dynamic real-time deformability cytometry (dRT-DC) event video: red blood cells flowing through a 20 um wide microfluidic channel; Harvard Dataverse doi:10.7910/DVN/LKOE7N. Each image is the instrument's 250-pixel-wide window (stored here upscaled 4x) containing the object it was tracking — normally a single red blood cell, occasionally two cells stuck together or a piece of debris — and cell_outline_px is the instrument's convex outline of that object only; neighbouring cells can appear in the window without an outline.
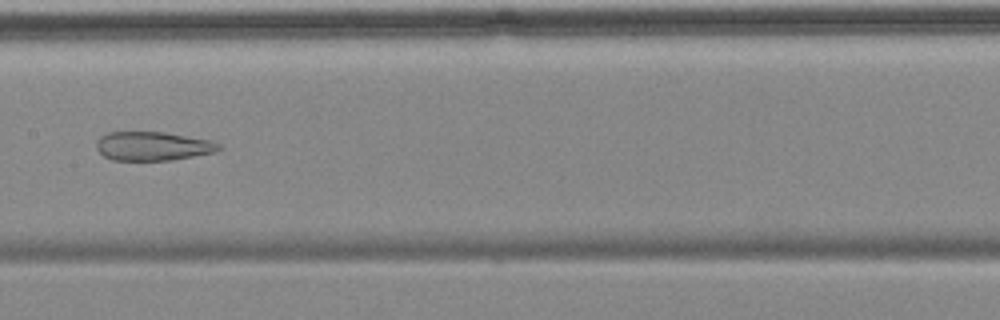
{"species": "common noctule bat (a hibernating species)", "species_latin": "Nyctalus noctula", "temperature_condition": "cold", "stored_images_in_passage": 12, "camera_frame_rate_fps": 3000, "um_per_image_px": 0.085, "animal": {"sex": "female", "body_mass_g": 18.4}, "frame": {"image": 1, "passage_image": 7, "time_ms": 8.0, "image_size_px": [1000, 320], "cell_outline_px": [[220, 148], [216, 152], [172, 160], [112, 160], [104, 156], [96, 148], [96, 140], [100, 136], [108, 132], [164, 132], [212, 140], [220, 144]], "centroid_in_image_um": [12.98, 12.42], "position_along_channel_um": 194.4, "area_um2": 20.69}, "authors_computed_cell_mechanics": {"area_um2": 26.1256, "velocity_mm_per_s": 3.5381, "shape_relaxation_time_tau1_ms": null, "shape_relaxation_time_tau2_ms": 2.6985, "deformation_change_tau1": null, "deformation_change_tau2": 0.0912}}